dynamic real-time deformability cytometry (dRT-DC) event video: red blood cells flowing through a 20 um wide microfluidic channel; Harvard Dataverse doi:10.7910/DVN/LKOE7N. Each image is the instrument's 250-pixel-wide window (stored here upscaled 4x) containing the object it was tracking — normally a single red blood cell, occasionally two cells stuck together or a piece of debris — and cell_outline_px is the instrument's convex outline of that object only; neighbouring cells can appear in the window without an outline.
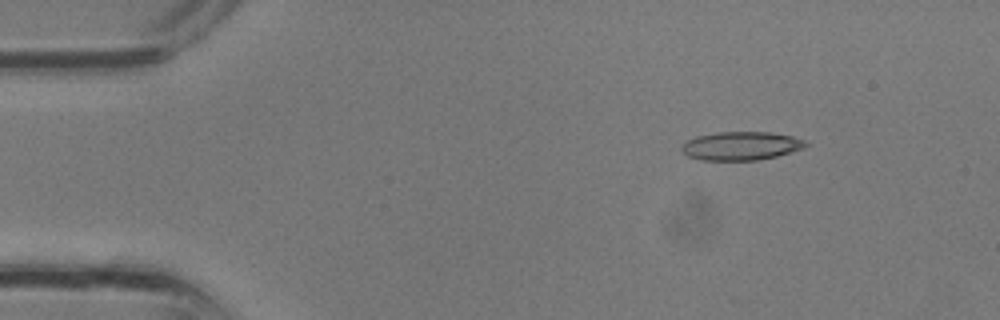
{"species": "common noctule bat (a hibernating species)", "species_latin": "Nyctalus noctula", "temperature_condition": "room temperature", "stored_images_in_passage": 19, "camera_frame_rate_fps": 3000, "um_per_image_px": 0.085, "animal": {"sex": "male", "body_mass_g": 13.3}, "frame": {"image": 1, "passage_image": 1, "time_ms": 0.0, "image_size_px": [1000, 320], "cell_outline_px": [[808, 144], [804, 148], [776, 156], [756, 160], [700, 160], [688, 156], [680, 148], [688, 140], [696, 136], [716, 132], [768, 132], [792, 136], [804, 140]], "centroid_in_image_um": [62.98, 12.4], "position_along_channel_um": 22.0, "area_um2": 20.46}}
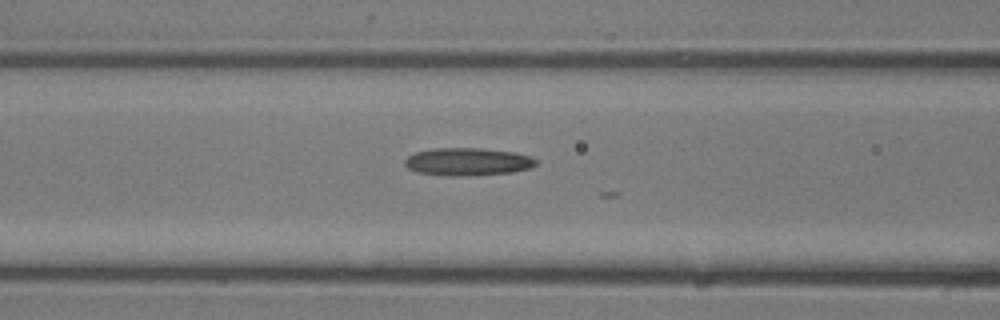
{"frame": {"image": 2, "passage_image": 10, "time_ms": 3.0, "image_size_px": [1000, 320], "cell_outline_px": [[536, 164], [532, 168], [512, 172], [468, 176], [444, 176], [416, 172], [408, 168], [404, 164], [404, 160], [408, 156], [416, 152], [436, 148], [480, 148], [512, 152], [528, 156], [536, 160]], "centroid_in_image_um": [39.72, 13.76], "position_along_channel_um": 126.9, "area_um2": 21.21}}
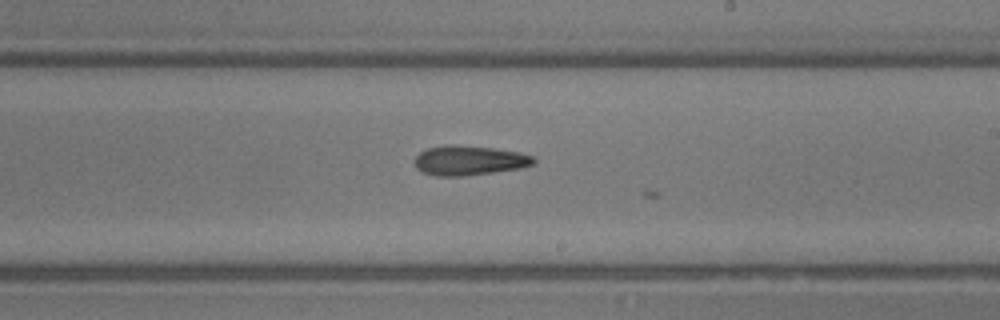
{"frame": {"image": 3, "passage_image": 16, "time_ms": 5.0, "image_size_px": [1000, 320], "cell_outline_px": [[536, 164], [520, 168], [464, 176], [436, 176], [420, 172], [416, 168], [416, 156], [420, 152], [428, 148], [444, 144], [456, 144], [492, 148], [520, 152], [532, 156], [536, 160]], "centroid_in_image_um": [39.87, 13.63], "position_along_channel_um": 249.1, "area_um2": 20.69}}